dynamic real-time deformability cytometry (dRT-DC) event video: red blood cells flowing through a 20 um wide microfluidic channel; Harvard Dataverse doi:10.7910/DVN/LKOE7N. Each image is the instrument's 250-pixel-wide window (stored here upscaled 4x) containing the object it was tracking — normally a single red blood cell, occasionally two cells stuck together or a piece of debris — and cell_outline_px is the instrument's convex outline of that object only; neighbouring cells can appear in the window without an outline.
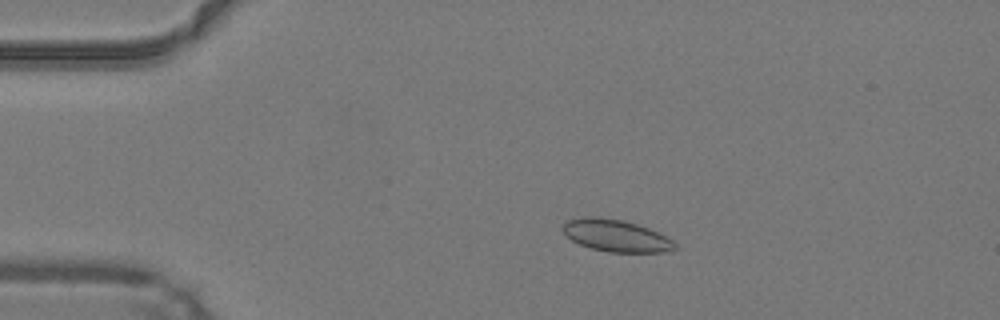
{"species": "common noctule bat (a hibernating species)", "species_latin": "Nyctalus noctula", "temperature_condition": "warm", "stored_images_in_passage": 48, "camera_frame_rate_fps": 3000, "um_per_image_px": 0.085, "animal": {"sex": "male", "body_mass_g": 19.2, "forearm_length_mm": 51.8}, "frame": {"image": 1, "passage_image": 9, "time_ms": 2.667, "image_size_px": [1000, 320], "cell_outline_px": [[676, 248], [664, 252], [608, 252], [592, 248], [580, 244], [572, 240], [560, 228], [568, 220], [584, 216], [596, 216], [624, 220], [660, 232], [672, 240], [676, 244]], "centroid_in_image_um": [52.36, 20.02], "position_along_channel_um": 32.6, "area_um2": 20.92}}
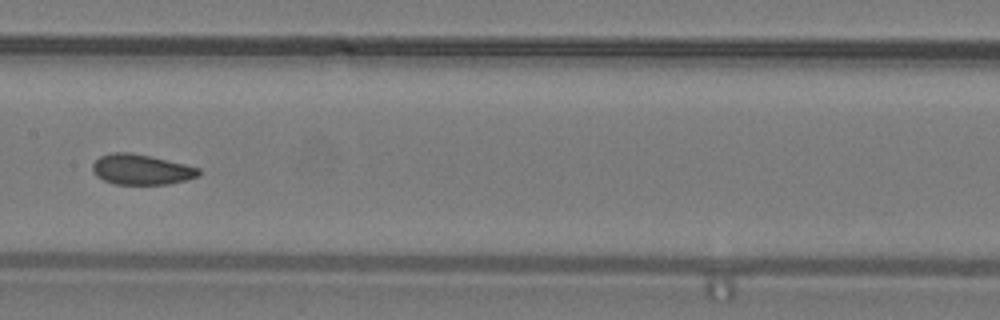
{"frame": {"image": 2, "passage_image": 24, "time_ms": 7.667, "image_size_px": [1000, 320], "cell_outline_px": [[200, 176], [168, 184], [116, 184], [104, 180], [96, 176], [92, 172], [92, 164], [100, 156], [112, 152], [128, 152], [148, 156], [184, 164], [200, 168]], "centroid_in_image_um": [11.98, 14.41], "position_along_channel_um": 195.4, "area_um2": 18.61}}
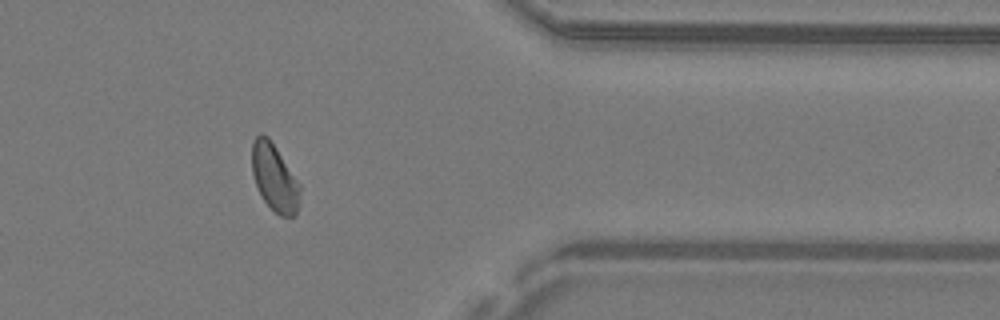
{"frame": {"image": 3, "passage_image": 39, "time_ms": 12.667, "image_size_px": [1000, 320], "cell_outline_px": [[300, 204], [296, 216], [280, 216], [264, 200], [256, 184], [252, 172], [252, 144], [256, 136], [260, 132], [268, 136], [300, 184]], "centroid_in_image_um": [23.35, 15.1], "position_along_channel_um": 388.1, "area_um2": 18.67}, "authors_computed_cell_mechanics": {"area_um2": 19.3052, "velocity_mm_per_s": 4.2408, "shape_relaxation_time_tau1_ms": null, "shape_relaxation_time_tau2_ms": 1.2133, "deformation_change_tau1": null, "deformation_change_tau2": 0.0558}}